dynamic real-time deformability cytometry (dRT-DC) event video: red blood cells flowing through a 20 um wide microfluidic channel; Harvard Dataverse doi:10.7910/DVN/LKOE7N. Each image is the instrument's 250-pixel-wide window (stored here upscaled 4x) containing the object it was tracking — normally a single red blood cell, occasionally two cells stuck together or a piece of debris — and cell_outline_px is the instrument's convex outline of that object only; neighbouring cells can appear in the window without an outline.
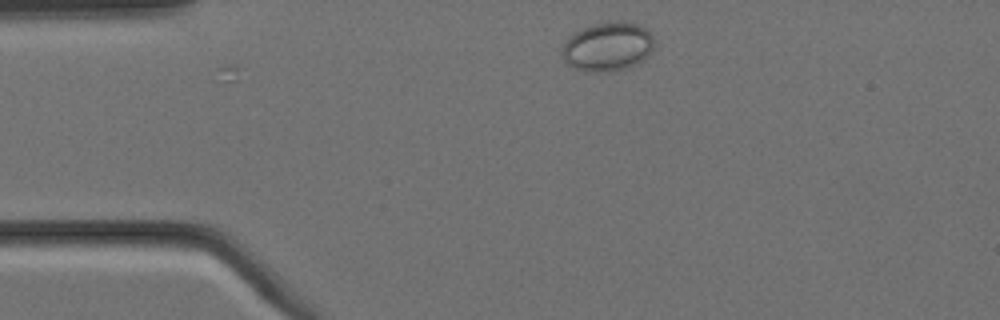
{"species": "Egyptian fruit bat (a non-hibernating species)", "species_latin": "Rousettus aegyptiacus", "temperature_condition": "cold", "stored_images_in_passage": 4, "camera_frame_rate_fps": 3000, "um_per_image_px": 0.085, "animal": {"sex": "female"}, "frame": {"image": 1, "passage_image": 1, "time_ms": 0.0, "image_size_px": [1000, 320], "cell_outline_px": [[652, 48], [648, 56], [644, 60], [628, 68], [608, 72], [584, 72], [564, 64], [560, 56], [560, 48], [568, 36], [592, 24], [620, 20], [636, 24], [644, 28], [652, 36]], "centroid_in_image_um": [51.57, 4.0], "position_along_channel_um": 33.4, "area_um2": 26.76}}